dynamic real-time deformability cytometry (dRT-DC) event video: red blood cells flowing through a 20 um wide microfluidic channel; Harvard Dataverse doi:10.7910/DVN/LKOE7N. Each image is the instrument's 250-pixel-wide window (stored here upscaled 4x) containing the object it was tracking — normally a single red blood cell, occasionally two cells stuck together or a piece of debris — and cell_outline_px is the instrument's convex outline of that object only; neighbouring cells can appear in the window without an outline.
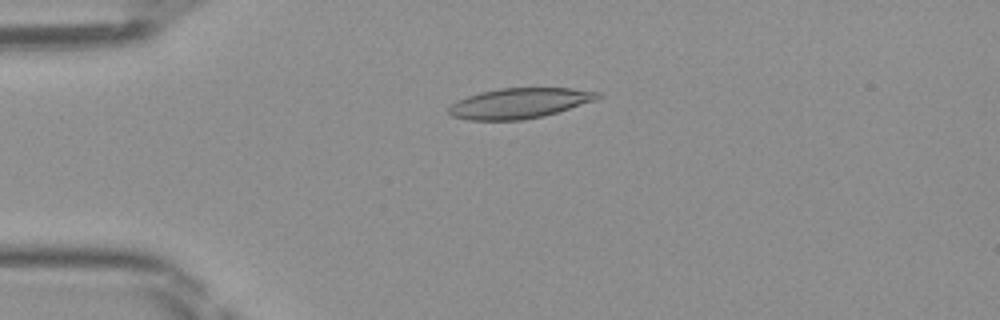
{"species": "Egyptian fruit bat (a non-hibernating species)", "species_latin": "Rousettus aegyptiacus", "temperature_condition": "room temperature", "stored_images_in_passage": 38, "camera_frame_rate_fps": 3000, "um_per_image_px": 0.085, "frame": {"image": 1, "passage_image": 2, "time_ms": 0.333, "image_size_px": [1000, 320], "cell_outline_px": [[604, 96], [596, 100], [556, 112], [524, 120], [468, 120], [452, 116], [448, 112], [448, 108], [452, 104], [468, 96], [480, 92], [500, 88], [572, 88], [600, 92]], "centroid_in_image_um": [44.17, 8.77], "position_along_channel_um": 40.8, "area_um2": 26.13}}
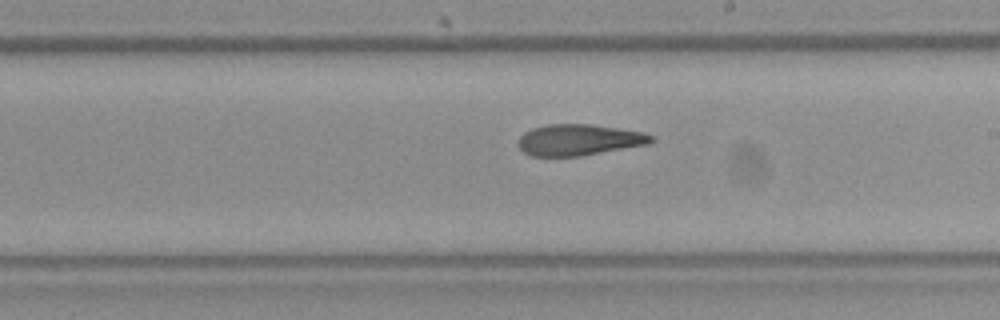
{"frame": {"image": 2, "passage_image": 18, "time_ms": 5.667, "image_size_px": [1000, 320], "cell_outline_px": [[656, 140], [652, 144], [580, 156], [532, 156], [524, 152], [520, 148], [520, 136], [524, 132], [532, 128], [548, 124], [588, 124], [644, 132], [656, 136]], "centroid_in_image_um": [49.29, 11.89], "position_along_channel_um": 239.7, "area_um2": 24.28}}
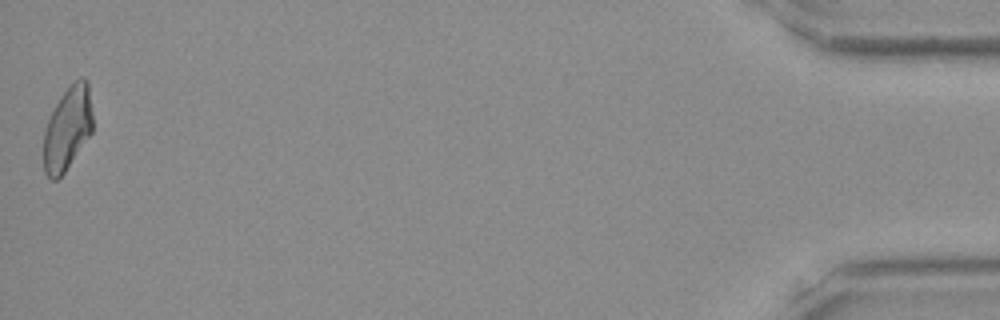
{"frame": {"image": 3, "passage_image": 38, "time_ms": 12.333, "image_size_px": [1000, 320], "cell_outline_px": [[92, 132], [64, 172], [56, 180], [52, 180], [44, 172], [44, 128], [60, 96], [72, 80], [84, 76], [88, 80], [92, 112]], "centroid_in_image_um": [5.75, 10.86], "position_along_channel_um": 429.5, "area_um2": 23.93}}